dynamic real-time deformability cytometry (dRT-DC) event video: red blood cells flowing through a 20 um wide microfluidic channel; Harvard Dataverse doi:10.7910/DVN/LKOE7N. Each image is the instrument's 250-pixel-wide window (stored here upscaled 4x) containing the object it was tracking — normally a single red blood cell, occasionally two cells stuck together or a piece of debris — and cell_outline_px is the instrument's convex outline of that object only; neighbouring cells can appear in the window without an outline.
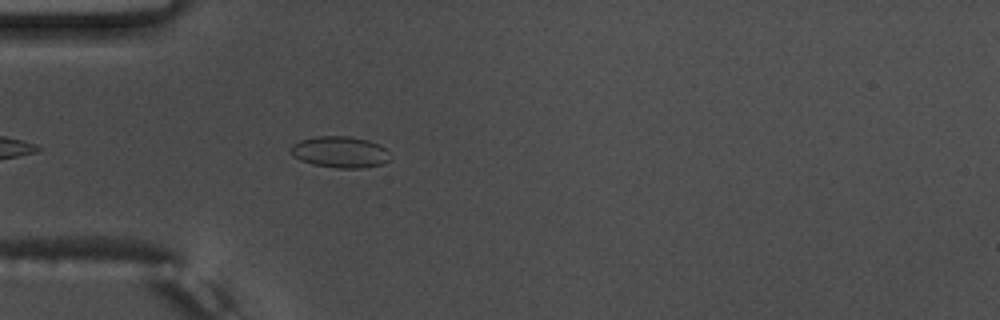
{"species": "common noctule bat (a hibernating species)", "species_latin": "Nyctalus noctula", "temperature_condition": "warm", "stored_images_in_passage": 37, "camera_frame_rate_fps": 3000, "um_per_image_px": 0.085, "animal": {"sex": "male", "body_mass_g": 17.5, "forearm_length_mm": 52.3}, "frame": {"image": 1, "passage_image": 5, "time_ms": 1.333, "image_size_px": [1000, 320], "cell_outline_px": [[392, 160], [384, 164], [360, 168], [336, 168], [312, 164], [300, 160], [292, 156], [288, 148], [292, 144], [300, 140], [316, 136], [348, 136], [368, 140], [380, 144], [388, 152]], "centroid_in_image_um": [28.89, 12.92], "position_along_channel_um": 56.1, "area_um2": 18.5}}
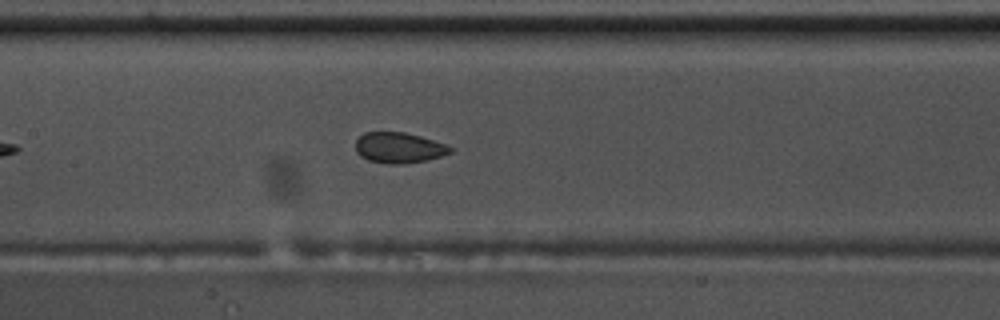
{"frame": {"image": 2, "passage_image": 15, "time_ms": 4.667, "image_size_px": [1000, 320], "cell_outline_px": [[452, 152], [428, 160], [404, 164], [388, 164], [368, 160], [360, 156], [356, 152], [356, 140], [364, 132], [404, 132], [420, 136], [444, 144], [452, 148]], "centroid_in_image_um": [33.88, 12.56], "position_along_channel_um": 173.5, "area_um2": 16.88}}
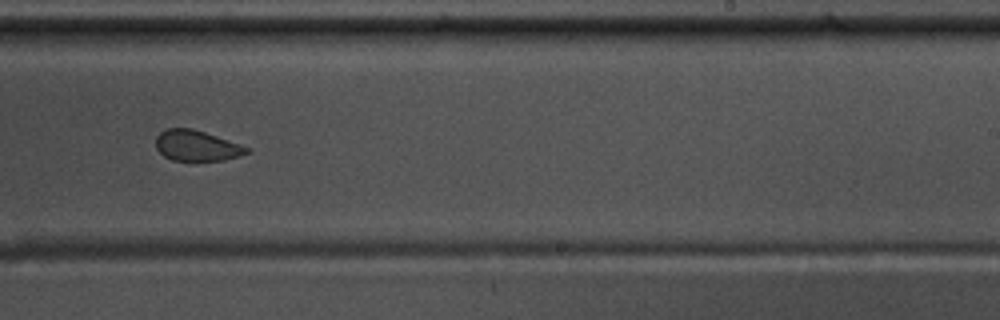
{"frame": {"image": 3, "passage_image": 23, "time_ms": 7.333, "image_size_px": [1000, 320], "cell_outline_px": [[252, 152], [240, 156], [224, 160], [172, 160], [164, 156], [156, 148], [156, 136], [160, 132], [168, 128], [192, 128], [252, 148]], "centroid_in_image_um": [16.75, 12.38], "position_along_channel_um": 272.3, "area_um2": 16.24}, "authors_computed_cell_mechanics": {"area_um2": 17.1666, "velocity_mm_per_s": 3.7102, "shape_relaxation_time_tau1_ms": null, "shape_relaxation_time_tau2_ms": 1.7537, "deformation_change_tau1": null, "deformation_change_tau2": 0.0735}}